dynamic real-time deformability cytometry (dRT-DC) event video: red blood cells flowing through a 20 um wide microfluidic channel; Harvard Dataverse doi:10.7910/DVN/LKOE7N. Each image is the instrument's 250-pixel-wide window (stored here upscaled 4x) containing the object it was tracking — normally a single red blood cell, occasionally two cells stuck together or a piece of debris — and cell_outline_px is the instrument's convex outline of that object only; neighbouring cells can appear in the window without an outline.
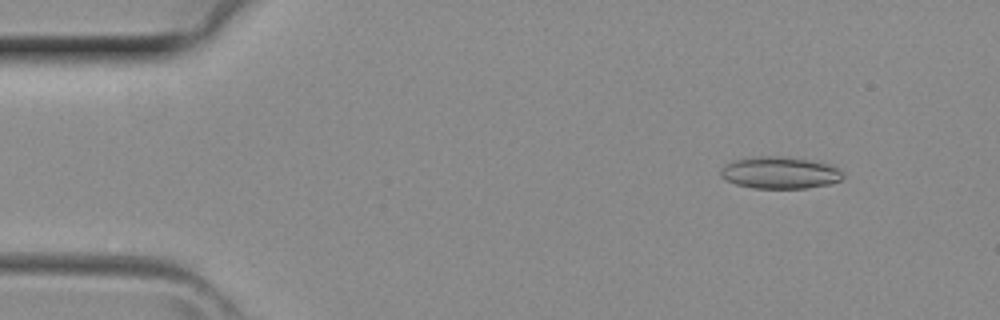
{"species": "common noctule bat (a hibernating species)", "species_latin": "Nyctalus noctula", "temperature_condition": "room temperature", "stored_images_in_passage": 4, "camera_frame_rate_fps": 3000, "um_per_image_px": 0.085, "animal": {"sex": "female", "body_mass_g": 29.2, "forearm_length_mm": 56.3}, "frame": {"image": 1, "passage_image": 4, "time_ms": 1.0, "image_size_px": [1000, 320], "cell_outline_px": [[844, 176], [840, 180], [832, 184], [804, 188], [752, 188], [736, 184], [720, 176], [720, 168], [724, 164], [732, 160], [756, 156], [788, 156], [820, 160], [840, 168], [844, 172]], "centroid_in_image_um": [66.34, 14.65], "position_along_channel_um": 18.7, "area_um2": 23.47}}